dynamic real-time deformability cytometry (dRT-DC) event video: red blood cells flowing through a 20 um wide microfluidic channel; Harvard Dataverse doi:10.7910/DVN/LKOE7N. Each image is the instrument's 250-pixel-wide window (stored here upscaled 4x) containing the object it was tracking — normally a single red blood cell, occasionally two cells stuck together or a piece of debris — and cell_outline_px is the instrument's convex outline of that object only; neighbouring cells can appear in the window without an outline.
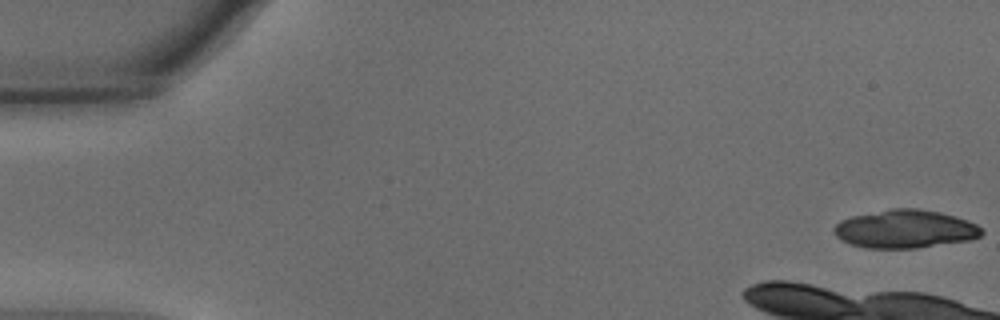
{"species": "common noctule bat (a hibernating species)", "species_latin": "Nyctalus noctula", "temperature_condition": "warm", "stored_images_in_passage": 11, "camera_frame_rate_fps": 3000, "um_per_image_px": 0.085, "animal": {"sex": "male", "body_mass_g": 15.6}, "frame": {"image": 1, "passage_image": 1, "time_ms": 0.0, "image_size_px": [1000, 320], "cell_outline_px": [[984, 232], [980, 236], [972, 240], [916, 248], [864, 248], [852, 244], [836, 236], [832, 228], [840, 220], [852, 216], [892, 208], [916, 208], [940, 212], [956, 216], [968, 220], [976, 224]], "centroid_in_image_um": [76.95, 19.46], "position_along_channel_um": 8.0, "area_um2": 32.95}}